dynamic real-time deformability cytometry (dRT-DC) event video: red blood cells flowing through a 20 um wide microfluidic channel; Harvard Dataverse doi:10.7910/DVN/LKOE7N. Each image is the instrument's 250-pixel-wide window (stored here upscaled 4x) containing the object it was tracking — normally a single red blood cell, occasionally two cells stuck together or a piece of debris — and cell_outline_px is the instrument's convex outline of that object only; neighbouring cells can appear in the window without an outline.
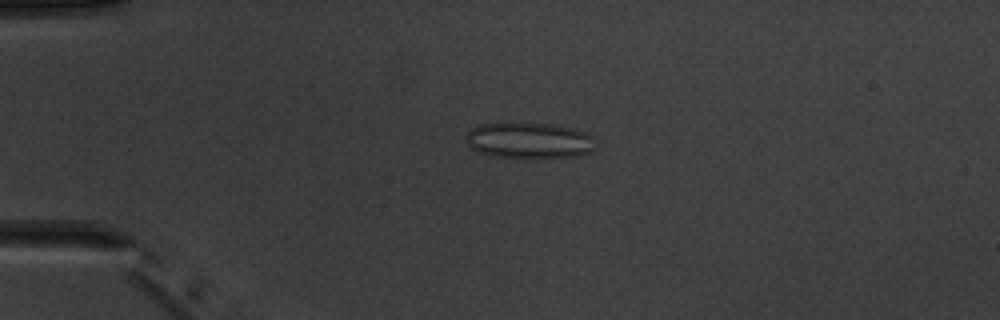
{"species": "common noctule bat (a hibernating species)", "species_latin": "Nyctalus noctula", "temperature_condition": "warm", "stored_images_in_passage": 5, "camera_frame_rate_fps": 3000, "um_per_image_px": 0.085, "animal": {"sex": "male", "body_mass_g": 20.1, "forearm_length_mm": 53.5}, "frame": {"image": 1, "passage_image": 4, "time_ms": 3.667, "image_size_px": [1000, 320], "cell_outline_px": [[596, 148], [592, 152], [576, 156], [492, 156], [476, 152], [468, 144], [464, 136], [472, 128], [480, 124], [552, 124], [572, 128], [584, 132], [592, 136]], "centroid_in_image_um": [44.97, 11.93], "position_along_channel_um": 40.0, "area_um2": 26.47}}